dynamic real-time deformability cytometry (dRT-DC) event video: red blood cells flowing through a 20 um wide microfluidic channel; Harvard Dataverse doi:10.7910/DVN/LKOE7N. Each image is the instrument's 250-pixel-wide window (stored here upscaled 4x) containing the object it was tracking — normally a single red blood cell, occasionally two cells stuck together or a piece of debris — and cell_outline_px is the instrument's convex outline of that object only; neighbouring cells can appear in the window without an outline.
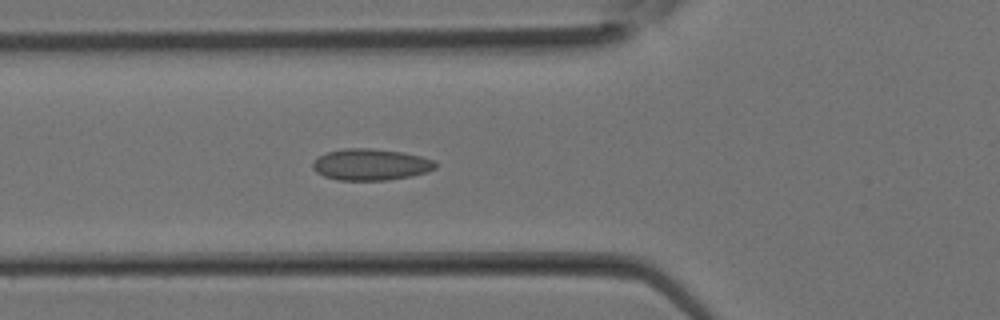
{"species": "Egyptian fruit bat (a non-hibernating species)", "species_latin": "Rousettus aegyptiacus", "temperature_condition": "room temperature", "stored_images_in_passage": 26, "camera_frame_rate_fps": 3000, "um_per_image_px": 0.085, "animal": {"sex": "female"}, "frame": {"image": 1, "passage_image": 8, "time_ms": 2.333, "image_size_px": [1000, 320], "cell_outline_px": [[436, 168], [412, 176], [388, 180], [336, 180], [324, 176], [316, 172], [312, 168], [312, 164], [324, 152], [344, 148], [368, 148], [404, 152], [436, 160]], "centroid_in_image_um": [31.51, 13.98], "position_along_channel_um": 94.3, "area_um2": 22.6}}
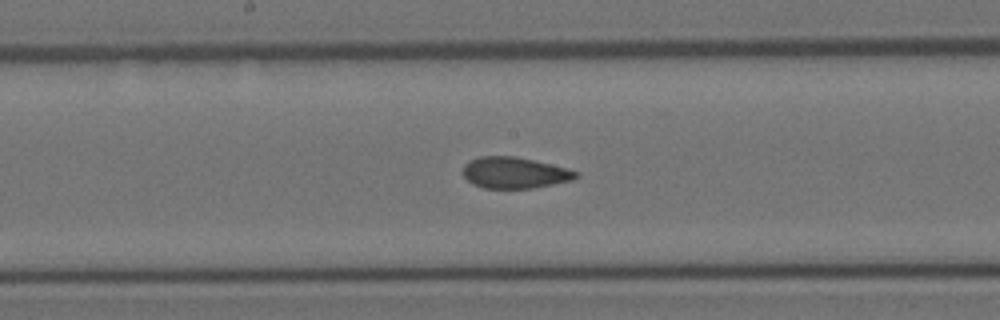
{"frame": {"image": 2, "passage_image": 13, "time_ms": 4.0, "image_size_px": [1000, 320], "cell_outline_px": [[580, 176], [572, 180], [532, 188], [484, 188], [472, 184], [464, 176], [464, 164], [468, 160], [480, 156], [516, 156], [568, 168], [580, 172]], "centroid_in_image_um": [43.75, 14.67], "position_along_channel_um": 204.4, "area_um2": 20.63}}
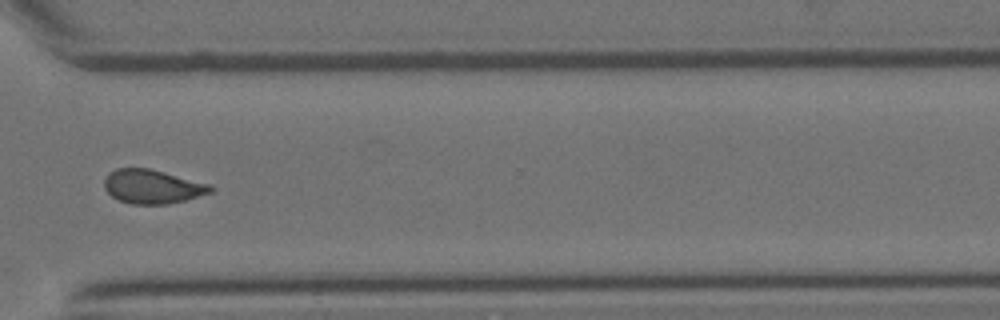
{"frame": {"image": 3, "passage_image": 20, "time_ms": 6.333, "image_size_px": [1000, 320], "cell_outline_px": [[212, 192], [184, 200], [168, 204], [132, 204], [120, 200], [112, 196], [104, 188], [104, 180], [108, 172], [116, 168], [148, 168], [212, 184]], "centroid_in_image_um": [12.94, 15.85], "position_along_channel_um": 357.7, "area_um2": 20.98}}